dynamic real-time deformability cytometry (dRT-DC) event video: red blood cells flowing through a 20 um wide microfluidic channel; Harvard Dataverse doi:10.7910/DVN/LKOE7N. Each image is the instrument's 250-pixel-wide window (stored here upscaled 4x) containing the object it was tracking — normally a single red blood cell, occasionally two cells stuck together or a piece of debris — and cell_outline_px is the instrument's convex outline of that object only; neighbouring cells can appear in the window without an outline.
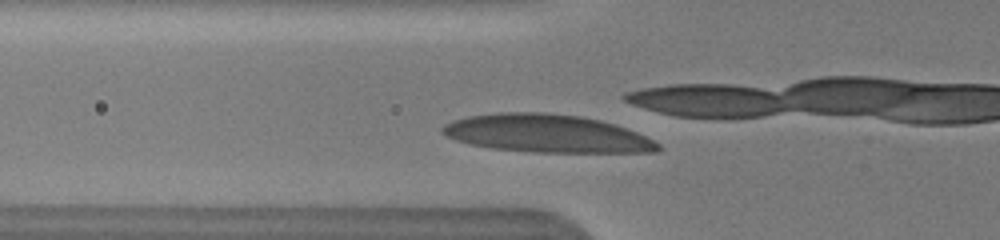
{"species": "human", "species_latin": "Homo sapiens", "temperature_condition": "warm", "stored_images_in_passage": 15, "camera_frame_rate_fps": 3000, "um_per_image_px": 0.085, "donor": {"sex": "male"}, "frame": {"image": 1, "passage_image": 3, "time_ms": 0.667, "image_size_px": [1000, 240], "cell_outline_px": [[660, 148], [656, 152], [536, 152], [492, 148], [468, 144], [456, 140], [440, 132], [440, 128], [444, 124], [452, 120], [468, 116], [500, 112], [544, 112], [580, 116], [600, 120], [616, 124], [636, 132], [660, 144]], "centroid_in_image_um": [46.44, 11.34], "position_along_channel_um": 79.4, "area_um2": 47.63}}